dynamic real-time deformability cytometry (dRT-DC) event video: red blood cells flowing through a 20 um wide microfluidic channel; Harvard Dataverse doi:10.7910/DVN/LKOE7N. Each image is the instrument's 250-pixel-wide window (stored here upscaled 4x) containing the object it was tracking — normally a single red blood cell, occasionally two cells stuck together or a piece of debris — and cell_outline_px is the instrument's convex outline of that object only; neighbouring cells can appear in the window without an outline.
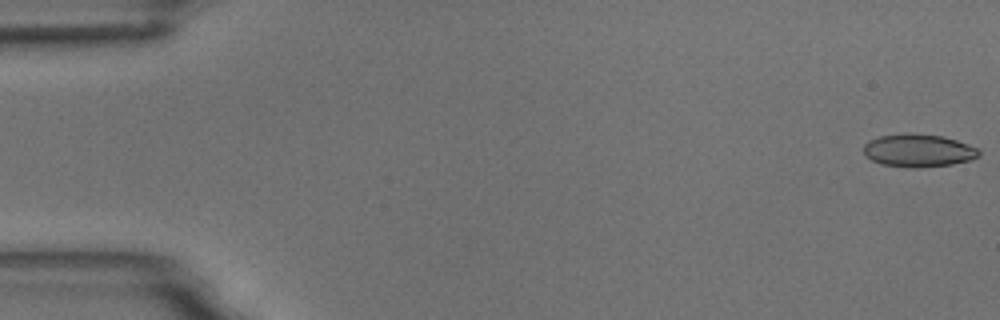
{"species": "common noctule bat (a hibernating species)", "species_latin": "Nyctalus noctula", "temperature_condition": "room temperature", "stored_images_in_passage": 5, "camera_frame_rate_fps": 3000, "um_per_image_px": 0.085, "animal": {"sex": "male", "body_mass_g": 18.8}, "frame": {"image": 1, "passage_image": 1, "time_ms": 0.0, "image_size_px": [1000, 320], "cell_outline_px": [[980, 156], [972, 160], [952, 164], [920, 168], [912, 168], [880, 164], [872, 160], [864, 152], [864, 144], [868, 140], [880, 136], [904, 132], [912, 132], [944, 136], [968, 144], [976, 148], [980, 152]], "centroid_in_image_um": [78.07, 12.78], "position_along_channel_um": 6.9, "area_um2": 22.43}}
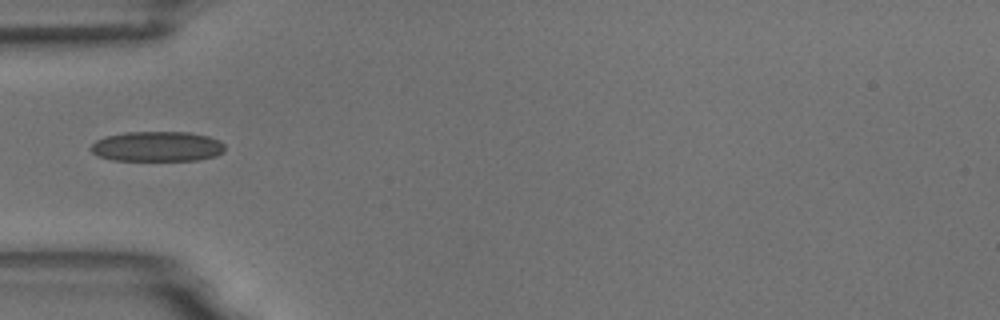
{"frame": {"image": 2, "passage_image": 5, "time_ms": 5.667, "image_size_px": [1000, 320], "cell_outline_px": [[224, 152], [216, 156], [196, 160], [112, 160], [96, 156], [88, 148], [96, 140], [104, 136], [124, 132], [188, 132], [208, 136], [220, 140], [224, 144]], "centroid_in_image_um": [13.33, 12.45], "position_along_channel_um": 71.7, "area_um2": 23.76}}